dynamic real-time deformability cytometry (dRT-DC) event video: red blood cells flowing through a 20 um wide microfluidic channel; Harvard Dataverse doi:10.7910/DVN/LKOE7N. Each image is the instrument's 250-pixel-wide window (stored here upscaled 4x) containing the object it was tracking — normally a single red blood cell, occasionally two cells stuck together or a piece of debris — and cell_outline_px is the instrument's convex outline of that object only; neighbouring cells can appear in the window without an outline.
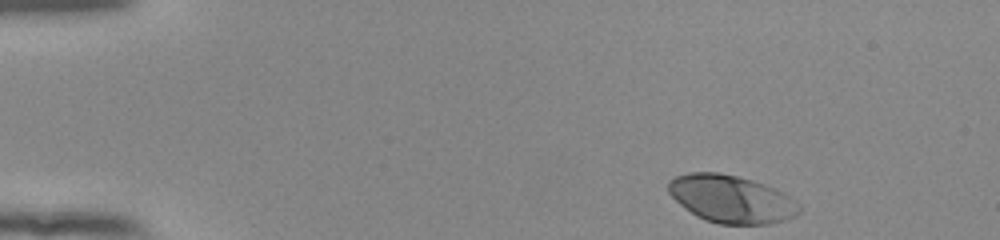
{"species": "human", "species_latin": "Homo sapiens", "temperature_condition": "room temperature", "stored_images_in_passage": 47, "camera_frame_rate_fps": 3000, "um_per_image_px": 0.085, "donor": {"sex": "female"}, "frame": {"image": 1, "passage_image": 1, "time_ms": 0.0, "image_size_px": [1000, 240], "cell_outline_px": [[800, 212], [796, 216], [784, 220], [768, 224], [720, 224], [704, 220], [696, 216], [680, 204], [668, 192], [668, 180], [676, 176], [688, 172], [716, 172], [736, 176], [752, 180], [776, 188], [784, 192], [800, 204]], "centroid_in_image_um": [62.17, 16.91], "position_along_channel_um": 22.8, "area_um2": 36.47}}
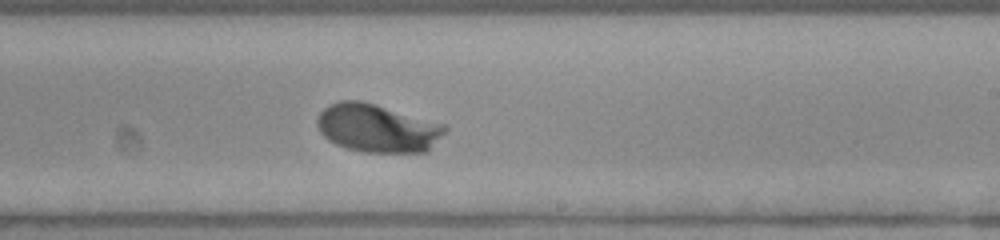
{"frame": {"image": 2, "passage_image": 27, "time_ms": 8.667, "image_size_px": [1000, 240], "cell_outline_px": [[448, 128], [428, 152], [360, 152], [336, 144], [328, 140], [320, 132], [316, 124], [316, 120], [320, 112], [328, 104], [340, 100], [360, 100], [376, 104], [448, 124]], "centroid_in_image_um": [32.09, 10.88], "position_along_channel_um": 256.9, "area_um2": 36.36}}
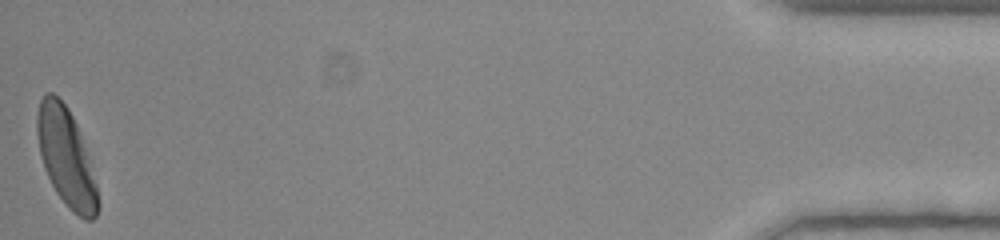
{"frame": {"image": 3, "passage_image": 47, "time_ms": 15.333, "image_size_px": [1000, 240], "cell_outline_px": [[100, 208], [96, 216], [92, 220], [84, 220], [72, 212], [68, 208], [56, 192], [44, 168], [40, 152], [36, 132], [36, 116], [40, 100], [44, 92], [52, 92], [68, 108], [76, 124], [88, 156], [96, 184], [100, 204]], "centroid_in_image_um": [5.62, 13.4], "position_along_channel_um": 429.6, "area_um2": 34.56}, "authors_computed_cell_mechanics": {"area_um2": 34.8534, "velocity_mm_per_s": 3.8759, "shape_relaxation_time_tau1_ms": 2.1496, "shape_relaxation_time_tau2_ms": null, "deformation_change_tau1": 0.1571, "deformation_change_tau2": null}}